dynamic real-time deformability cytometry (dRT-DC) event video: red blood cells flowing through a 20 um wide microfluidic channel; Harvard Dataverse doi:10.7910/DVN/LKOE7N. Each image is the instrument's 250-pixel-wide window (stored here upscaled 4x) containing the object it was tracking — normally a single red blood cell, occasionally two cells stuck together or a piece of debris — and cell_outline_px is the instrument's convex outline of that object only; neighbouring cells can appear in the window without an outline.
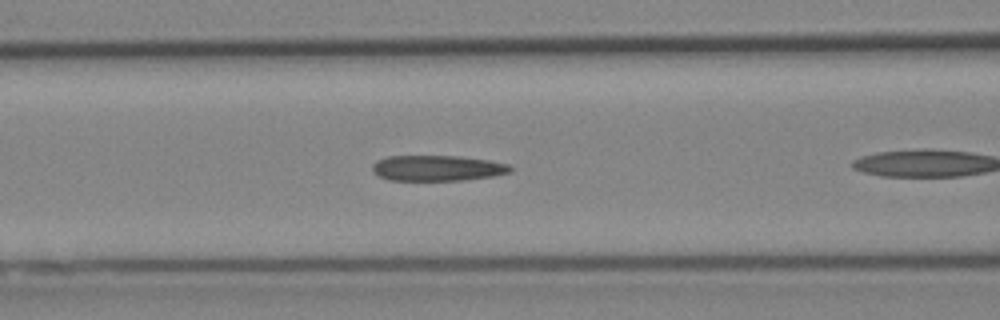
{"species": "Egyptian fruit bat (a non-hibernating species)", "species_latin": "Rousettus aegyptiacus", "temperature_condition": "cold", "stored_images_in_passage": 27, "camera_frame_rate_fps": 3000, "um_per_image_px": 0.085, "animal": {"sex": "female"}, "frame": {"image": 1, "passage_image": 7, "time_ms": 2.0, "image_size_px": [1000, 320], "cell_outline_px": [[512, 172], [492, 176], [464, 180], [388, 180], [372, 172], [372, 164], [376, 160], [388, 156], [460, 156], [488, 160], [508, 164], [512, 168]], "centroid_in_image_um": [37.15, 14.28], "position_along_channel_um": 129.4, "area_um2": 20.63}}
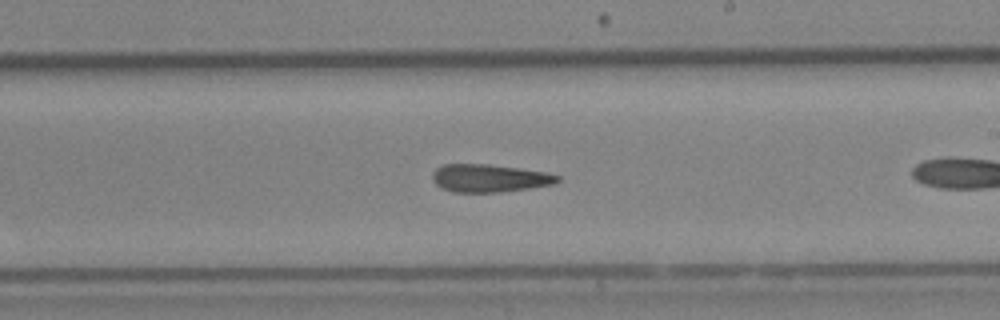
{"frame": {"image": 2, "passage_image": 16, "time_ms": 5.0, "image_size_px": [1000, 320], "cell_outline_px": [[560, 180], [556, 184], [528, 188], [496, 192], [452, 192], [440, 188], [432, 180], [432, 172], [436, 168], [444, 164], [488, 164], [544, 172], [560, 176]], "centroid_in_image_um": [41.56, 15.15], "position_along_channel_um": 247.4, "area_um2": 20.23}}
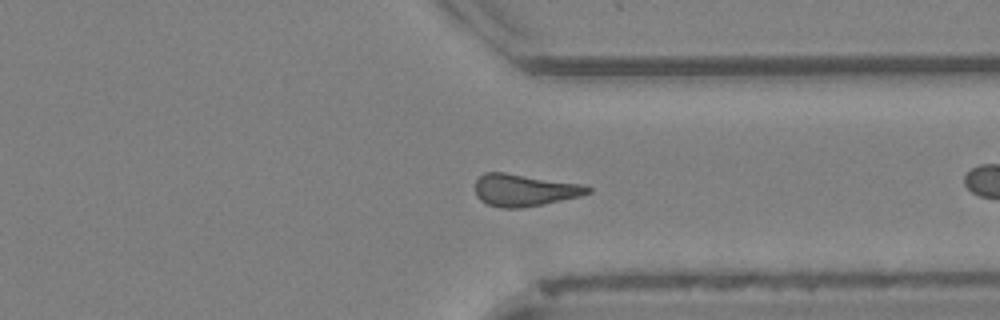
{"frame": {"image": 3, "passage_image": 25, "time_ms": 8.0, "image_size_px": [1000, 320], "cell_outline_px": [[592, 192], [580, 196], [544, 204], [520, 208], [500, 208], [488, 204], [480, 200], [476, 196], [476, 180], [484, 172], [504, 172], [580, 184], [592, 188]], "centroid_in_image_um": [44.55, 16.16], "position_along_channel_um": 366.8, "area_um2": 20.98}}